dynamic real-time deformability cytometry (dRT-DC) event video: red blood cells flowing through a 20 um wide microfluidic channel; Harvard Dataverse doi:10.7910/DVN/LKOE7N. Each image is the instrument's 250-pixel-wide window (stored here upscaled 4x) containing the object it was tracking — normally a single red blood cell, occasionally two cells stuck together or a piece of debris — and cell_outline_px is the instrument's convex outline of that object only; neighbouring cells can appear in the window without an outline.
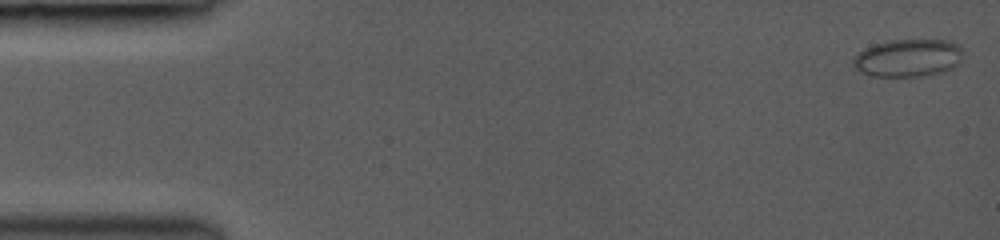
{"species": "common noctule bat (a hibernating species)", "species_latin": "Nyctalus noctula", "temperature_condition": "room temperature", "stored_images_in_passage": 11, "camera_frame_rate_fps": 3000, "um_per_image_px": 0.085, "animal": {"sex": "female", "body_mass_g": 19.0, "forearm_length_mm": 53.3}, "frame": {"image": 1, "passage_image": 1, "time_ms": 0.0, "image_size_px": [1000, 240], "cell_outline_px": [[964, 56], [960, 64], [944, 72], [928, 76], [872, 76], [860, 72], [852, 64], [852, 56], [864, 48], [888, 40], [948, 40], [960, 44]], "centroid_in_image_um": [77.22, 4.93], "position_along_channel_um": 7.8, "area_um2": 24.68}}
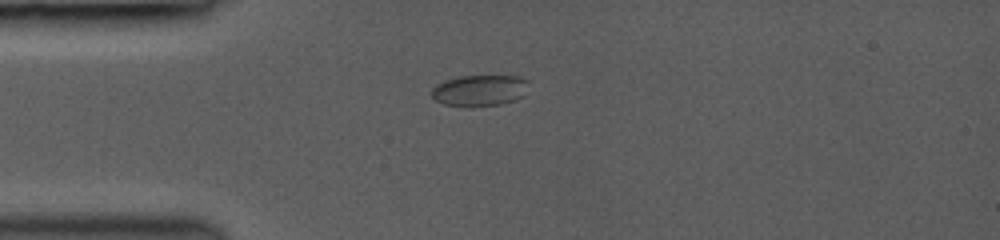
{"frame": {"image": 2, "passage_image": 10, "time_ms": 4.0, "image_size_px": [1000, 240], "cell_outline_px": [[528, 80], [524, 96], [516, 100], [500, 104], [444, 104], [436, 100], [432, 96], [432, 88], [436, 84], [444, 80], [460, 76], [520, 76]], "centroid_in_image_um": [40.8, 7.64], "position_along_channel_um": 44.2, "area_um2": 17.11}}